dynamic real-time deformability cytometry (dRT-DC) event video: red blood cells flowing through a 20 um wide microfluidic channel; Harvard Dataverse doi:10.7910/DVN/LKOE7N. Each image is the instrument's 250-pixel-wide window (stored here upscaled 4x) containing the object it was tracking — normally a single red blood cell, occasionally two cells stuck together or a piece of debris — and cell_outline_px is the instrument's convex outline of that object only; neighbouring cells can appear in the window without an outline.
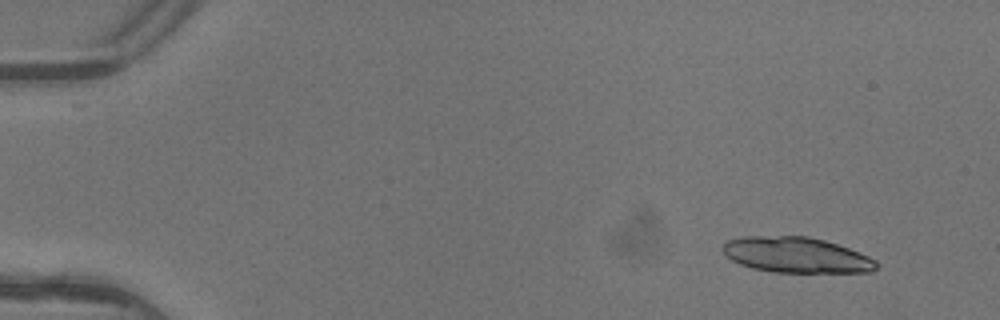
{"species": "common noctule bat (a hibernating species)", "species_latin": "Nyctalus noctula", "temperature_condition": "warm", "stored_images_in_passage": 6, "camera_frame_rate_fps": 3000, "um_per_image_px": 0.085, "animal": {"sex": "female"}, "frame": {"image": 1, "passage_image": 1, "time_ms": 0.0, "image_size_px": [1000, 320], "cell_outline_px": [[880, 264], [872, 272], [772, 272], [752, 268], [740, 264], [732, 260], [724, 252], [724, 244], [728, 240], [744, 236], [808, 236], [824, 240], [848, 248], [868, 256], [876, 260]], "centroid_in_image_um": [67.71, 21.68], "position_along_channel_um": 17.3, "area_um2": 31.67}}
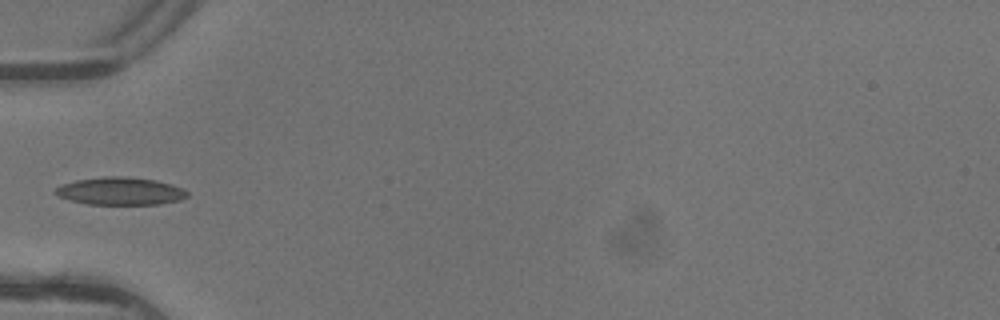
{"frame": {"image": 2, "passage_image": 5, "time_ms": 1.333, "image_size_px": [1000, 320], "cell_outline_px": [[188, 196], [180, 200], [160, 204], [88, 204], [72, 200], [60, 196], [52, 192], [56, 188], [64, 184], [76, 180], [104, 176], [124, 176], [156, 180], [172, 184], [188, 192]], "centroid_in_image_um": [10.25, 16.24], "position_along_channel_um": 74.8, "area_um2": 21.1}}
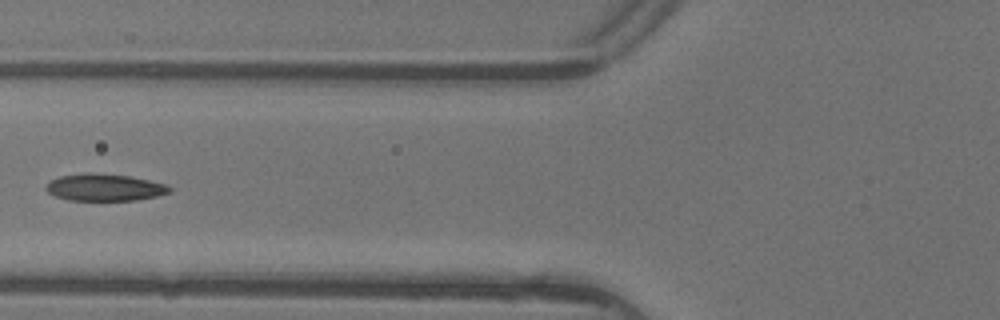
{"frame": {"image": 3, "passage_image": 6, "time_ms": 1.667, "image_size_px": [1000, 320], "cell_outline_px": [[172, 188], [168, 192], [156, 196], [136, 200], [68, 200], [56, 196], [48, 192], [44, 188], [52, 180], [60, 176], [128, 176], [168, 184]], "centroid_in_image_um": [8.95, 15.98], "position_along_channel_um": 116.9, "area_um2": 18.26}}